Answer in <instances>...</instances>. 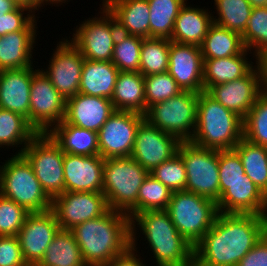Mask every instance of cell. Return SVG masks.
<instances>
[{"instance_id":"1","label":"cell","mask_w":267,"mask_h":266,"mask_svg":"<svg viewBox=\"0 0 267 266\" xmlns=\"http://www.w3.org/2000/svg\"><path fill=\"white\" fill-rule=\"evenodd\" d=\"M267 232V216L218 213L194 247V266H236Z\"/></svg>"},{"instance_id":"2","label":"cell","mask_w":267,"mask_h":266,"mask_svg":"<svg viewBox=\"0 0 267 266\" xmlns=\"http://www.w3.org/2000/svg\"><path fill=\"white\" fill-rule=\"evenodd\" d=\"M87 266H106L131 247V219L108 209L71 229Z\"/></svg>"},{"instance_id":"3","label":"cell","mask_w":267,"mask_h":266,"mask_svg":"<svg viewBox=\"0 0 267 266\" xmlns=\"http://www.w3.org/2000/svg\"><path fill=\"white\" fill-rule=\"evenodd\" d=\"M136 227L145 235L156 266H194V247L177 231L167 210L136 214L131 219V237H137Z\"/></svg>"},{"instance_id":"4","label":"cell","mask_w":267,"mask_h":266,"mask_svg":"<svg viewBox=\"0 0 267 266\" xmlns=\"http://www.w3.org/2000/svg\"><path fill=\"white\" fill-rule=\"evenodd\" d=\"M243 138V119L206 91L199 93L196 130L190 142L212 150H230Z\"/></svg>"},{"instance_id":"5","label":"cell","mask_w":267,"mask_h":266,"mask_svg":"<svg viewBox=\"0 0 267 266\" xmlns=\"http://www.w3.org/2000/svg\"><path fill=\"white\" fill-rule=\"evenodd\" d=\"M148 174L131 156L105 159L102 193L108 208L130 219L138 214V192Z\"/></svg>"},{"instance_id":"6","label":"cell","mask_w":267,"mask_h":266,"mask_svg":"<svg viewBox=\"0 0 267 266\" xmlns=\"http://www.w3.org/2000/svg\"><path fill=\"white\" fill-rule=\"evenodd\" d=\"M0 194L23 206L29 213L51 210L52 199L22 154L13 155L0 165Z\"/></svg>"},{"instance_id":"7","label":"cell","mask_w":267,"mask_h":266,"mask_svg":"<svg viewBox=\"0 0 267 266\" xmlns=\"http://www.w3.org/2000/svg\"><path fill=\"white\" fill-rule=\"evenodd\" d=\"M167 212L181 236L195 247L213 226L217 203L187 190L172 193Z\"/></svg>"},{"instance_id":"8","label":"cell","mask_w":267,"mask_h":266,"mask_svg":"<svg viewBox=\"0 0 267 266\" xmlns=\"http://www.w3.org/2000/svg\"><path fill=\"white\" fill-rule=\"evenodd\" d=\"M199 93L182 91L163 102L152 105L145 119L161 131L190 141L196 130Z\"/></svg>"},{"instance_id":"9","label":"cell","mask_w":267,"mask_h":266,"mask_svg":"<svg viewBox=\"0 0 267 266\" xmlns=\"http://www.w3.org/2000/svg\"><path fill=\"white\" fill-rule=\"evenodd\" d=\"M178 153L187 174L185 190L217 203L220 198L219 151L186 141L180 143Z\"/></svg>"},{"instance_id":"10","label":"cell","mask_w":267,"mask_h":266,"mask_svg":"<svg viewBox=\"0 0 267 266\" xmlns=\"http://www.w3.org/2000/svg\"><path fill=\"white\" fill-rule=\"evenodd\" d=\"M22 155L51 199L65 193L64 152L47 133H38L24 148Z\"/></svg>"},{"instance_id":"11","label":"cell","mask_w":267,"mask_h":266,"mask_svg":"<svg viewBox=\"0 0 267 266\" xmlns=\"http://www.w3.org/2000/svg\"><path fill=\"white\" fill-rule=\"evenodd\" d=\"M100 9L102 16L95 15L77 25L69 41L85 59L111 62L119 28L114 15L103 3Z\"/></svg>"},{"instance_id":"12","label":"cell","mask_w":267,"mask_h":266,"mask_svg":"<svg viewBox=\"0 0 267 266\" xmlns=\"http://www.w3.org/2000/svg\"><path fill=\"white\" fill-rule=\"evenodd\" d=\"M66 100L39 68L32 66L29 124L37 133H47L65 118Z\"/></svg>"},{"instance_id":"13","label":"cell","mask_w":267,"mask_h":266,"mask_svg":"<svg viewBox=\"0 0 267 266\" xmlns=\"http://www.w3.org/2000/svg\"><path fill=\"white\" fill-rule=\"evenodd\" d=\"M145 115L115 110L98 131L99 155L104 158L130 157L139 125Z\"/></svg>"},{"instance_id":"14","label":"cell","mask_w":267,"mask_h":266,"mask_svg":"<svg viewBox=\"0 0 267 266\" xmlns=\"http://www.w3.org/2000/svg\"><path fill=\"white\" fill-rule=\"evenodd\" d=\"M108 209L102 192H65L54 197L51 206L60 228L64 230L95 219Z\"/></svg>"},{"instance_id":"15","label":"cell","mask_w":267,"mask_h":266,"mask_svg":"<svg viewBox=\"0 0 267 266\" xmlns=\"http://www.w3.org/2000/svg\"><path fill=\"white\" fill-rule=\"evenodd\" d=\"M43 73L65 100L79 93L81 73L85 58L68 40L63 38L54 50Z\"/></svg>"},{"instance_id":"16","label":"cell","mask_w":267,"mask_h":266,"mask_svg":"<svg viewBox=\"0 0 267 266\" xmlns=\"http://www.w3.org/2000/svg\"><path fill=\"white\" fill-rule=\"evenodd\" d=\"M181 141L151 125L146 119L137 129L131 157L149 173L178 153Z\"/></svg>"},{"instance_id":"17","label":"cell","mask_w":267,"mask_h":266,"mask_svg":"<svg viewBox=\"0 0 267 266\" xmlns=\"http://www.w3.org/2000/svg\"><path fill=\"white\" fill-rule=\"evenodd\" d=\"M52 210L29 213L18 233L23 258L28 266H37L60 230Z\"/></svg>"},{"instance_id":"18","label":"cell","mask_w":267,"mask_h":266,"mask_svg":"<svg viewBox=\"0 0 267 266\" xmlns=\"http://www.w3.org/2000/svg\"><path fill=\"white\" fill-rule=\"evenodd\" d=\"M262 91L261 72L256 63L245 76L211 86L206 92L222 106L244 119Z\"/></svg>"},{"instance_id":"19","label":"cell","mask_w":267,"mask_h":266,"mask_svg":"<svg viewBox=\"0 0 267 266\" xmlns=\"http://www.w3.org/2000/svg\"><path fill=\"white\" fill-rule=\"evenodd\" d=\"M168 73L182 91H204L201 48L170 40Z\"/></svg>"},{"instance_id":"20","label":"cell","mask_w":267,"mask_h":266,"mask_svg":"<svg viewBox=\"0 0 267 266\" xmlns=\"http://www.w3.org/2000/svg\"><path fill=\"white\" fill-rule=\"evenodd\" d=\"M217 208L220 213L267 216V196L244 174L242 181L220 183Z\"/></svg>"},{"instance_id":"21","label":"cell","mask_w":267,"mask_h":266,"mask_svg":"<svg viewBox=\"0 0 267 266\" xmlns=\"http://www.w3.org/2000/svg\"><path fill=\"white\" fill-rule=\"evenodd\" d=\"M105 159L64 153L65 192H102Z\"/></svg>"},{"instance_id":"22","label":"cell","mask_w":267,"mask_h":266,"mask_svg":"<svg viewBox=\"0 0 267 266\" xmlns=\"http://www.w3.org/2000/svg\"><path fill=\"white\" fill-rule=\"evenodd\" d=\"M114 111L112 101L109 98L77 93L66 100L64 120L76 127L98 133Z\"/></svg>"},{"instance_id":"23","label":"cell","mask_w":267,"mask_h":266,"mask_svg":"<svg viewBox=\"0 0 267 266\" xmlns=\"http://www.w3.org/2000/svg\"><path fill=\"white\" fill-rule=\"evenodd\" d=\"M32 67L0 70V108L18 113L29 123Z\"/></svg>"},{"instance_id":"24","label":"cell","mask_w":267,"mask_h":266,"mask_svg":"<svg viewBox=\"0 0 267 266\" xmlns=\"http://www.w3.org/2000/svg\"><path fill=\"white\" fill-rule=\"evenodd\" d=\"M102 3L114 15L119 32L150 37V8L148 0H103Z\"/></svg>"},{"instance_id":"25","label":"cell","mask_w":267,"mask_h":266,"mask_svg":"<svg viewBox=\"0 0 267 266\" xmlns=\"http://www.w3.org/2000/svg\"><path fill=\"white\" fill-rule=\"evenodd\" d=\"M186 4L179 11L170 40L200 47L213 24L212 12Z\"/></svg>"},{"instance_id":"26","label":"cell","mask_w":267,"mask_h":266,"mask_svg":"<svg viewBox=\"0 0 267 266\" xmlns=\"http://www.w3.org/2000/svg\"><path fill=\"white\" fill-rule=\"evenodd\" d=\"M47 134L64 153L83 156L99 155L97 132L76 127L63 119Z\"/></svg>"},{"instance_id":"27","label":"cell","mask_w":267,"mask_h":266,"mask_svg":"<svg viewBox=\"0 0 267 266\" xmlns=\"http://www.w3.org/2000/svg\"><path fill=\"white\" fill-rule=\"evenodd\" d=\"M38 31H17L0 36V70L34 66L32 55Z\"/></svg>"},{"instance_id":"28","label":"cell","mask_w":267,"mask_h":266,"mask_svg":"<svg viewBox=\"0 0 267 266\" xmlns=\"http://www.w3.org/2000/svg\"><path fill=\"white\" fill-rule=\"evenodd\" d=\"M119 72L110 61L85 59L79 93L111 99Z\"/></svg>"},{"instance_id":"29","label":"cell","mask_w":267,"mask_h":266,"mask_svg":"<svg viewBox=\"0 0 267 266\" xmlns=\"http://www.w3.org/2000/svg\"><path fill=\"white\" fill-rule=\"evenodd\" d=\"M250 51L245 49L241 54L220 58L203 59V85L204 91L211 86L234 81L245 76L254 66V63L248 61Z\"/></svg>"},{"instance_id":"30","label":"cell","mask_w":267,"mask_h":266,"mask_svg":"<svg viewBox=\"0 0 267 266\" xmlns=\"http://www.w3.org/2000/svg\"><path fill=\"white\" fill-rule=\"evenodd\" d=\"M111 101L115 110L146 114L144 76L140 72L120 71Z\"/></svg>"},{"instance_id":"31","label":"cell","mask_w":267,"mask_h":266,"mask_svg":"<svg viewBox=\"0 0 267 266\" xmlns=\"http://www.w3.org/2000/svg\"><path fill=\"white\" fill-rule=\"evenodd\" d=\"M203 59H220L245 50L242 35L213 23L200 46Z\"/></svg>"},{"instance_id":"32","label":"cell","mask_w":267,"mask_h":266,"mask_svg":"<svg viewBox=\"0 0 267 266\" xmlns=\"http://www.w3.org/2000/svg\"><path fill=\"white\" fill-rule=\"evenodd\" d=\"M37 266H87L71 230L60 229Z\"/></svg>"},{"instance_id":"33","label":"cell","mask_w":267,"mask_h":266,"mask_svg":"<svg viewBox=\"0 0 267 266\" xmlns=\"http://www.w3.org/2000/svg\"><path fill=\"white\" fill-rule=\"evenodd\" d=\"M37 131L22 115L0 108V148L22 147L15 154H22ZM12 146V147H11Z\"/></svg>"},{"instance_id":"34","label":"cell","mask_w":267,"mask_h":266,"mask_svg":"<svg viewBox=\"0 0 267 266\" xmlns=\"http://www.w3.org/2000/svg\"><path fill=\"white\" fill-rule=\"evenodd\" d=\"M234 150L241 159L245 174L267 196V147L242 138Z\"/></svg>"},{"instance_id":"35","label":"cell","mask_w":267,"mask_h":266,"mask_svg":"<svg viewBox=\"0 0 267 266\" xmlns=\"http://www.w3.org/2000/svg\"><path fill=\"white\" fill-rule=\"evenodd\" d=\"M188 0H148L150 37L170 39L180 9Z\"/></svg>"},{"instance_id":"36","label":"cell","mask_w":267,"mask_h":266,"mask_svg":"<svg viewBox=\"0 0 267 266\" xmlns=\"http://www.w3.org/2000/svg\"><path fill=\"white\" fill-rule=\"evenodd\" d=\"M170 39L143 38L140 50V73L143 76L168 72Z\"/></svg>"},{"instance_id":"37","label":"cell","mask_w":267,"mask_h":266,"mask_svg":"<svg viewBox=\"0 0 267 266\" xmlns=\"http://www.w3.org/2000/svg\"><path fill=\"white\" fill-rule=\"evenodd\" d=\"M214 5L218 17L213 15V23L240 34L245 31L253 10L247 0H214Z\"/></svg>"},{"instance_id":"38","label":"cell","mask_w":267,"mask_h":266,"mask_svg":"<svg viewBox=\"0 0 267 266\" xmlns=\"http://www.w3.org/2000/svg\"><path fill=\"white\" fill-rule=\"evenodd\" d=\"M243 138L267 147V90H263L243 119Z\"/></svg>"},{"instance_id":"39","label":"cell","mask_w":267,"mask_h":266,"mask_svg":"<svg viewBox=\"0 0 267 266\" xmlns=\"http://www.w3.org/2000/svg\"><path fill=\"white\" fill-rule=\"evenodd\" d=\"M143 38L119 32L112 57V63L119 71L140 72V50Z\"/></svg>"},{"instance_id":"40","label":"cell","mask_w":267,"mask_h":266,"mask_svg":"<svg viewBox=\"0 0 267 266\" xmlns=\"http://www.w3.org/2000/svg\"><path fill=\"white\" fill-rule=\"evenodd\" d=\"M241 35L245 49L257 59L267 49V7L253 8L247 27Z\"/></svg>"},{"instance_id":"41","label":"cell","mask_w":267,"mask_h":266,"mask_svg":"<svg viewBox=\"0 0 267 266\" xmlns=\"http://www.w3.org/2000/svg\"><path fill=\"white\" fill-rule=\"evenodd\" d=\"M172 191L148 174L138 192V213L148 210H167Z\"/></svg>"},{"instance_id":"42","label":"cell","mask_w":267,"mask_h":266,"mask_svg":"<svg viewBox=\"0 0 267 266\" xmlns=\"http://www.w3.org/2000/svg\"><path fill=\"white\" fill-rule=\"evenodd\" d=\"M144 88L146 113L152 105L168 100L182 92L168 72L144 76Z\"/></svg>"},{"instance_id":"43","label":"cell","mask_w":267,"mask_h":266,"mask_svg":"<svg viewBox=\"0 0 267 266\" xmlns=\"http://www.w3.org/2000/svg\"><path fill=\"white\" fill-rule=\"evenodd\" d=\"M149 174L172 192L185 190L186 188L187 174L179 153L156 166Z\"/></svg>"},{"instance_id":"44","label":"cell","mask_w":267,"mask_h":266,"mask_svg":"<svg viewBox=\"0 0 267 266\" xmlns=\"http://www.w3.org/2000/svg\"><path fill=\"white\" fill-rule=\"evenodd\" d=\"M29 212L0 194V236H17Z\"/></svg>"},{"instance_id":"45","label":"cell","mask_w":267,"mask_h":266,"mask_svg":"<svg viewBox=\"0 0 267 266\" xmlns=\"http://www.w3.org/2000/svg\"><path fill=\"white\" fill-rule=\"evenodd\" d=\"M34 14L28 7L20 5L6 14H1L0 36L17 31H36L37 21Z\"/></svg>"},{"instance_id":"46","label":"cell","mask_w":267,"mask_h":266,"mask_svg":"<svg viewBox=\"0 0 267 266\" xmlns=\"http://www.w3.org/2000/svg\"><path fill=\"white\" fill-rule=\"evenodd\" d=\"M244 167L234 149L219 151V183H236L244 180Z\"/></svg>"},{"instance_id":"47","label":"cell","mask_w":267,"mask_h":266,"mask_svg":"<svg viewBox=\"0 0 267 266\" xmlns=\"http://www.w3.org/2000/svg\"><path fill=\"white\" fill-rule=\"evenodd\" d=\"M0 266H28L18 236H0Z\"/></svg>"},{"instance_id":"48","label":"cell","mask_w":267,"mask_h":266,"mask_svg":"<svg viewBox=\"0 0 267 266\" xmlns=\"http://www.w3.org/2000/svg\"><path fill=\"white\" fill-rule=\"evenodd\" d=\"M236 266H267V232Z\"/></svg>"},{"instance_id":"49","label":"cell","mask_w":267,"mask_h":266,"mask_svg":"<svg viewBox=\"0 0 267 266\" xmlns=\"http://www.w3.org/2000/svg\"><path fill=\"white\" fill-rule=\"evenodd\" d=\"M137 238L131 237V247L123 254L115 257L106 266H146L137 254ZM136 251V252H135Z\"/></svg>"},{"instance_id":"50","label":"cell","mask_w":267,"mask_h":266,"mask_svg":"<svg viewBox=\"0 0 267 266\" xmlns=\"http://www.w3.org/2000/svg\"><path fill=\"white\" fill-rule=\"evenodd\" d=\"M260 72L263 90H267V49L257 56L256 62Z\"/></svg>"},{"instance_id":"51","label":"cell","mask_w":267,"mask_h":266,"mask_svg":"<svg viewBox=\"0 0 267 266\" xmlns=\"http://www.w3.org/2000/svg\"><path fill=\"white\" fill-rule=\"evenodd\" d=\"M17 6L14 0H0V15L14 10Z\"/></svg>"},{"instance_id":"52","label":"cell","mask_w":267,"mask_h":266,"mask_svg":"<svg viewBox=\"0 0 267 266\" xmlns=\"http://www.w3.org/2000/svg\"><path fill=\"white\" fill-rule=\"evenodd\" d=\"M18 5L25 6L31 9L34 13L39 11V0H14Z\"/></svg>"},{"instance_id":"53","label":"cell","mask_w":267,"mask_h":266,"mask_svg":"<svg viewBox=\"0 0 267 266\" xmlns=\"http://www.w3.org/2000/svg\"><path fill=\"white\" fill-rule=\"evenodd\" d=\"M68 2V0H39V8H41L42 6H44L45 4L47 5V4H52V6H53V4H63V3H65V2ZM43 4V5H42Z\"/></svg>"},{"instance_id":"54","label":"cell","mask_w":267,"mask_h":266,"mask_svg":"<svg viewBox=\"0 0 267 266\" xmlns=\"http://www.w3.org/2000/svg\"><path fill=\"white\" fill-rule=\"evenodd\" d=\"M253 8L267 7V0H247Z\"/></svg>"}]
</instances>
